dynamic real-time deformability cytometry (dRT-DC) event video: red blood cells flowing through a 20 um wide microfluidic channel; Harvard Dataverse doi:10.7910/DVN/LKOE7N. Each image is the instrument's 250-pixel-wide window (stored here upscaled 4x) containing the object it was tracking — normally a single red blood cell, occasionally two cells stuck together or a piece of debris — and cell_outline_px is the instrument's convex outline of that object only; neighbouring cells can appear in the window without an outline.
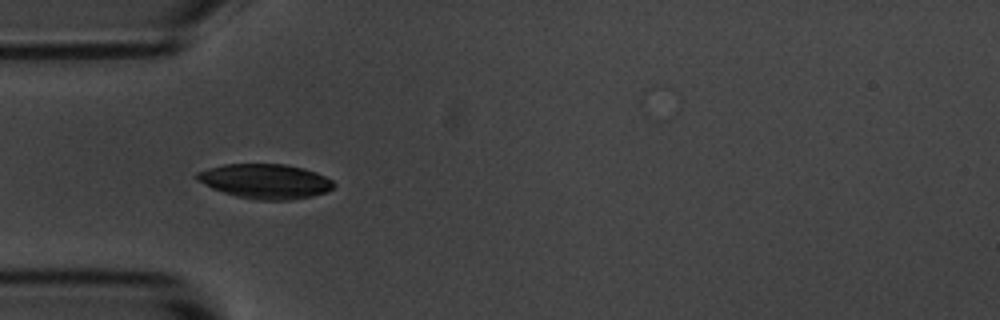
{"species": "common noctule bat (a hibernating species)", "species_latin": "Nyctalus noctula", "temperature_condition": "room temperature", "stored_images_in_passage": 13, "camera_frame_rate_fps": 3000, "um_per_image_px": 0.085, "animal": {"sex": "male", "body_mass_g": 20.1, "forearm_length_mm": 53.5}, "frame": {"image": 1, "passage_image": 3, "time_ms": 3.333, "image_size_px": [1000, 320], "cell_outline_px": [[336, 184], [332, 188], [324, 192], [312, 196], [288, 200], [256, 200], [236, 196], [212, 188], [196, 180], [192, 176], [196, 172], [208, 168], [224, 164], [284, 164], [304, 168], [316, 172], [332, 180]], "centroid_in_image_um": [22.51, 15.4], "position_along_channel_um": 62.5, "area_um2": 27.69}}
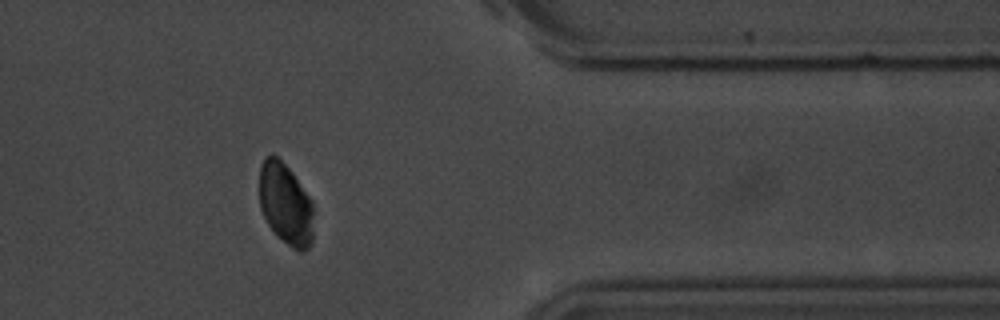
{"frame": {"image": 2, "passage_image": 11, "time_ms": 12.667, "image_size_px": [1000, 320], "cell_outline_px": [[312, 244], [304, 252], [300, 252], [292, 248], [276, 236], [268, 224], [260, 208], [260, 164], [264, 156], [276, 156], [292, 172], [312, 200]], "centroid_in_image_um": [24.27, 17.37], "position_along_channel_um": 387.1, "area_um2": 25.84}}
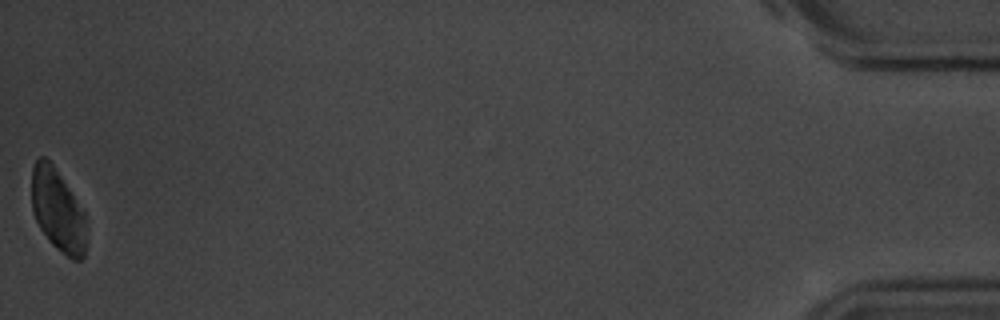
{"frame": {"image": 3, "passage_image": 13, "time_ms": 16.0, "image_size_px": [1000, 320], "cell_outline_px": [[84, 256], [80, 260], [72, 260], [56, 248], [48, 240], [40, 228], [32, 212], [32, 168], [36, 160], [40, 156], [44, 156], [52, 164], [84, 212]], "centroid_in_image_um": [4.86, 17.88], "position_along_channel_um": 430.3, "area_um2": 25.66}, "authors_computed_cell_mechanics": {"area_um2": 28.1486, "velocity_mm_per_s": 3.6863, "shape_relaxation_time_tau1_ms": 1.2773, "shape_relaxation_time_tau2_ms": null, "deformation_change_tau1": 0.0325, "deformation_change_tau2": null}}